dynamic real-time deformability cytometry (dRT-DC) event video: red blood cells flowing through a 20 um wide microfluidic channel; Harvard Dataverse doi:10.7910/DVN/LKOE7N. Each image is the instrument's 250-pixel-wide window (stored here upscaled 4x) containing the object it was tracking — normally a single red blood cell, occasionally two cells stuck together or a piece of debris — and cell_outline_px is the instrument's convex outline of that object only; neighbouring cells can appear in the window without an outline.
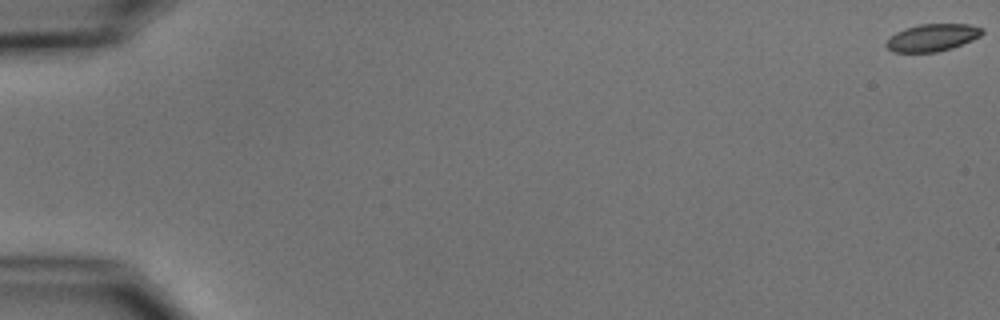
{"species": "common noctule bat (a hibernating species)", "species_latin": "Nyctalus noctula", "temperature_condition": "cold", "stored_images_in_passage": 5, "camera_frame_rate_fps": 3000, "um_per_image_px": 0.085, "animal": {"sex": "male", "body_mass_g": 15.6}, "frame": {"image": 1, "passage_image": 1, "time_ms": 0.0, "image_size_px": [1000, 320], "cell_outline_px": [[984, 32], [980, 36], [972, 40], [952, 48], [936, 52], [892, 52], [884, 44], [896, 32], [904, 28], [920, 24], [968, 24], [984, 28]], "centroid_in_image_um": [79.26, 3.19], "position_along_channel_um": 5.7, "area_um2": 15.26}}
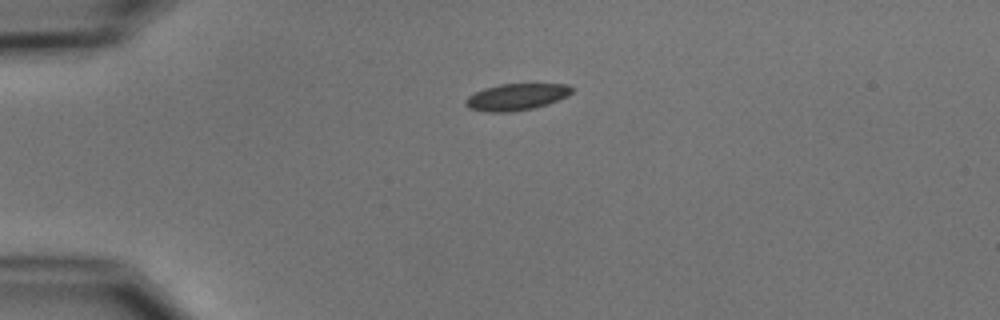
{"frame": {"image": 2, "passage_image": 4, "time_ms": 4.667, "image_size_px": [1000, 320], "cell_outline_px": [[572, 92], [568, 96], [560, 100], [548, 104], [532, 108], [512, 112], [488, 112], [468, 108], [464, 104], [464, 100], [468, 96], [484, 88], [500, 84], [568, 84], [572, 88]], "centroid_in_image_um": [43.89, 8.24], "position_along_channel_um": 41.1, "area_um2": 16.59}}